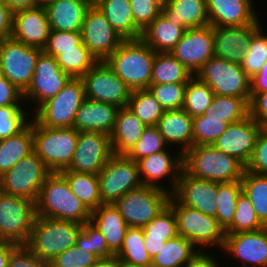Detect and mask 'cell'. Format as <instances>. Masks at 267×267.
<instances>
[{
    "mask_svg": "<svg viewBox=\"0 0 267 267\" xmlns=\"http://www.w3.org/2000/svg\"><path fill=\"white\" fill-rule=\"evenodd\" d=\"M36 213L40 217L69 220L80 224L89 222L91 215L59 172H51L46 177L36 200Z\"/></svg>",
    "mask_w": 267,
    "mask_h": 267,
    "instance_id": "6da1fadb",
    "label": "cell"
},
{
    "mask_svg": "<svg viewBox=\"0 0 267 267\" xmlns=\"http://www.w3.org/2000/svg\"><path fill=\"white\" fill-rule=\"evenodd\" d=\"M155 54L141 38L128 39L105 62L132 91L142 90L151 84Z\"/></svg>",
    "mask_w": 267,
    "mask_h": 267,
    "instance_id": "7a4b0ae2",
    "label": "cell"
},
{
    "mask_svg": "<svg viewBox=\"0 0 267 267\" xmlns=\"http://www.w3.org/2000/svg\"><path fill=\"white\" fill-rule=\"evenodd\" d=\"M183 169L195 178L222 183L240 181L246 166L213 145H195L183 154Z\"/></svg>",
    "mask_w": 267,
    "mask_h": 267,
    "instance_id": "3957f363",
    "label": "cell"
},
{
    "mask_svg": "<svg viewBox=\"0 0 267 267\" xmlns=\"http://www.w3.org/2000/svg\"><path fill=\"white\" fill-rule=\"evenodd\" d=\"M168 206L174 212L179 236L191 241L198 250L222 251L225 231L215 217L182 205L172 196H170Z\"/></svg>",
    "mask_w": 267,
    "mask_h": 267,
    "instance_id": "277c9868",
    "label": "cell"
},
{
    "mask_svg": "<svg viewBox=\"0 0 267 267\" xmlns=\"http://www.w3.org/2000/svg\"><path fill=\"white\" fill-rule=\"evenodd\" d=\"M83 224L37 216L26 246L40 259L51 261L76 245Z\"/></svg>",
    "mask_w": 267,
    "mask_h": 267,
    "instance_id": "5b68a950",
    "label": "cell"
},
{
    "mask_svg": "<svg viewBox=\"0 0 267 267\" xmlns=\"http://www.w3.org/2000/svg\"><path fill=\"white\" fill-rule=\"evenodd\" d=\"M33 148L50 172L66 170L74 156L78 132L73 127L47 128L32 118Z\"/></svg>",
    "mask_w": 267,
    "mask_h": 267,
    "instance_id": "8992f818",
    "label": "cell"
},
{
    "mask_svg": "<svg viewBox=\"0 0 267 267\" xmlns=\"http://www.w3.org/2000/svg\"><path fill=\"white\" fill-rule=\"evenodd\" d=\"M85 98L83 80L70 78L56 96L41 104L32 113V118L47 128L73 127L77 111Z\"/></svg>",
    "mask_w": 267,
    "mask_h": 267,
    "instance_id": "52a82bcc",
    "label": "cell"
},
{
    "mask_svg": "<svg viewBox=\"0 0 267 267\" xmlns=\"http://www.w3.org/2000/svg\"><path fill=\"white\" fill-rule=\"evenodd\" d=\"M36 217L35 201L0 191V240L26 245Z\"/></svg>",
    "mask_w": 267,
    "mask_h": 267,
    "instance_id": "ba28073f",
    "label": "cell"
},
{
    "mask_svg": "<svg viewBox=\"0 0 267 267\" xmlns=\"http://www.w3.org/2000/svg\"><path fill=\"white\" fill-rule=\"evenodd\" d=\"M194 76L206 83L215 95L250 98V78L241 64L214 56Z\"/></svg>",
    "mask_w": 267,
    "mask_h": 267,
    "instance_id": "9c48e42d",
    "label": "cell"
},
{
    "mask_svg": "<svg viewBox=\"0 0 267 267\" xmlns=\"http://www.w3.org/2000/svg\"><path fill=\"white\" fill-rule=\"evenodd\" d=\"M170 196L163 189L142 185L128 191L114 205L129 227L142 228L168 206Z\"/></svg>",
    "mask_w": 267,
    "mask_h": 267,
    "instance_id": "30bf717a",
    "label": "cell"
},
{
    "mask_svg": "<svg viewBox=\"0 0 267 267\" xmlns=\"http://www.w3.org/2000/svg\"><path fill=\"white\" fill-rule=\"evenodd\" d=\"M51 172L33 151L0 176V191L36 202L40 189Z\"/></svg>",
    "mask_w": 267,
    "mask_h": 267,
    "instance_id": "8fae6325",
    "label": "cell"
},
{
    "mask_svg": "<svg viewBox=\"0 0 267 267\" xmlns=\"http://www.w3.org/2000/svg\"><path fill=\"white\" fill-rule=\"evenodd\" d=\"M97 178L103 204H115L128 191L143 185L137 162L126 155L113 154Z\"/></svg>",
    "mask_w": 267,
    "mask_h": 267,
    "instance_id": "7c38bea8",
    "label": "cell"
},
{
    "mask_svg": "<svg viewBox=\"0 0 267 267\" xmlns=\"http://www.w3.org/2000/svg\"><path fill=\"white\" fill-rule=\"evenodd\" d=\"M42 49L30 47L12 37L0 41V74L24 92L34 75Z\"/></svg>",
    "mask_w": 267,
    "mask_h": 267,
    "instance_id": "4fadbf2b",
    "label": "cell"
},
{
    "mask_svg": "<svg viewBox=\"0 0 267 267\" xmlns=\"http://www.w3.org/2000/svg\"><path fill=\"white\" fill-rule=\"evenodd\" d=\"M70 78L60 69L55 57L42 51L37 58L31 82L23 92L24 103L29 110L32 107L31 113L41 104L56 96Z\"/></svg>",
    "mask_w": 267,
    "mask_h": 267,
    "instance_id": "5bb4252c",
    "label": "cell"
},
{
    "mask_svg": "<svg viewBox=\"0 0 267 267\" xmlns=\"http://www.w3.org/2000/svg\"><path fill=\"white\" fill-rule=\"evenodd\" d=\"M171 150H174V152ZM176 150L173 147H168L162 152L136 161L143 185L157 187L168 191L170 194L175 190L183 169V154Z\"/></svg>",
    "mask_w": 267,
    "mask_h": 267,
    "instance_id": "9a60e30c",
    "label": "cell"
},
{
    "mask_svg": "<svg viewBox=\"0 0 267 267\" xmlns=\"http://www.w3.org/2000/svg\"><path fill=\"white\" fill-rule=\"evenodd\" d=\"M81 79L87 99L111 103L119 108L127 106L132 90L105 61H98Z\"/></svg>",
    "mask_w": 267,
    "mask_h": 267,
    "instance_id": "2e32d148",
    "label": "cell"
},
{
    "mask_svg": "<svg viewBox=\"0 0 267 267\" xmlns=\"http://www.w3.org/2000/svg\"><path fill=\"white\" fill-rule=\"evenodd\" d=\"M82 42L97 61H105L124 41L100 9L92 3L81 29Z\"/></svg>",
    "mask_w": 267,
    "mask_h": 267,
    "instance_id": "e0dca14e",
    "label": "cell"
},
{
    "mask_svg": "<svg viewBox=\"0 0 267 267\" xmlns=\"http://www.w3.org/2000/svg\"><path fill=\"white\" fill-rule=\"evenodd\" d=\"M222 250V257L230 255V259L238 261L235 267H267V226L256 231L225 233Z\"/></svg>",
    "mask_w": 267,
    "mask_h": 267,
    "instance_id": "ac0fdd59",
    "label": "cell"
},
{
    "mask_svg": "<svg viewBox=\"0 0 267 267\" xmlns=\"http://www.w3.org/2000/svg\"><path fill=\"white\" fill-rule=\"evenodd\" d=\"M113 155L110 135L100 132H78L73 159L66 170L98 174Z\"/></svg>",
    "mask_w": 267,
    "mask_h": 267,
    "instance_id": "d6986e66",
    "label": "cell"
},
{
    "mask_svg": "<svg viewBox=\"0 0 267 267\" xmlns=\"http://www.w3.org/2000/svg\"><path fill=\"white\" fill-rule=\"evenodd\" d=\"M170 54L194 76L206 61L214 57L213 27L209 24L187 29Z\"/></svg>",
    "mask_w": 267,
    "mask_h": 267,
    "instance_id": "ffe728a7",
    "label": "cell"
},
{
    "mask_svg": "<svg viewBox=\"0 0 267 267\" xmlns=\"http://www.w3.org/2000/svg\"><path fill=\"white\" fill-rule=\"evenodd\" d=\"M218 182L195 178L182 169L171 196L180 204L215 217Z\"/></svg>",
    "mask_w": 267,
    "mask_h": 267,
    "instance_id": "44dd1931",
    "label": "cell"
},
{
    "mask_svg": "<svg viewBox=\"0 0 267 267\" xmlns=\"http://www.w3.org/2000/svg\"><path fill=\"white\" fill-rule=\"evenodd\" d=\"M261 128V125L248 116L239 122L229 124L212 145L246 166L252 157Z\"/></svg>",
    "mask_w": 267,
    "mask_h": 267,
    "instance_id": "7402d4cb",
    "label": "cell"
},
{
    "mask_svg": "<svg viewBox=\"0 0 267 267\" xmlns=\"http://www.w3.org/2000/svg\"><path fill=\"white\" fill-rule=\"evenodd\" d=\"M260 19L246 26L213 27L214 56L241 64L251 38L263 26Z\"/></svg>",
    "mask_w": 267,
    "mask_h": 267,
    "instance_id": "603a6c76",
    "label": "cell"
},
{
    "mask_svg": "<svg viewBox=\"0 0 267 267\" xmlns=\"http://www.w3.org/2000/svg\"><path fill=\"white\" fill-rule=\"evenodd\" d=\"M45 7L22 9L13 12L12 38L27 46L43 50L50 35Z\"/></svg>",
    "mask_w": 267,
    "mask_h": 267,
    "instance_id": "cb8c5ba5",
    "label": "cell"
},
{
    "mask_svg": "<svg viewBox=\"0 0 267 267\" xmlns=\"http://www.w3.org/2000/svg\"><path fill=\"white\" fill-rule=\"evenodd\" d=\"M212 27L246 26L261 17L253 0H206Z\"/></svg>",
    "mask_w": 267,
    "mask_h": 267,
    "instance_id": "d4e9b609",
    "label": "cell"
},
{
    "mask_svg": "<svg viewBox=\"0 0 267 267\" xmlns=\"http://www.w3.org/2000/svg\"><path fill=\"white\" fill-rule=\"evenodd\" d=\"M119 107L85 98L77 111L73 128L77 132H100L110 135Z\"/></svg>",
    "mask_w": 267,
    "mask_h": 267,
    "instance_id": "484cf974",
    "label": "cell"
},
{
    "mask_svg": "<svg viewBox=\"0 0 267 267\" xmlns=\"http://www.w3.org/2000/svg\"><path fill=\"white\" fill-rule=\"evenodd\" d=\"M192 126L193 118L183 109L165 111L157 124L166 144L182 154L193 146Z\"/></svg>",
    "mask_w": 267,
    "mask_h": 267,
    "instance_id": "4316f807",
    "label": "cell"
},
{
    "mask_svg": "<svg viewBox=\"0 0 267 267\" xmlns=\"http://www.w3.org/2000/svg\"><path fill=\"white\" fill-rule=\"evenodd\" d=\"M93 0H56L47 5L51 30L81 32L84 16Z\"/></svg>",
    "mask_w": 267,
    "mask_h": 267,
    "instance_id": "83f0119b",
    "label": "cell"
},
{
    "mask_svg": "<svg viewBox=\"0 0 267 267\" xmlns=\"http://www.w3.org/2000/svg\"><path fill=\"white\" fill-rule=\"evenodd\" d=\"M90 222L104 236L108 249L116 255L121 249L129 226L114 204H102L91 211Z\"/></svg>",
    "mask_w": 267,
    "mask_h": 267,
    "instance_id": "f1b7e54d",
    "label": "cell"
},
{
    "mask_svg": "<svg viewBox=\"0 0 267 267\" xmlns=\"http://www.w3.org/2000/svg\"><path fill=\"white\" fill-rule=\"evenodd\" d=\"M161 13L185 31L209 25L206 0H170Z\"/></svg>",
    "mask_w": 267,
    "mask_h": 267,
    "instance_id": "f546056e",
    "label": "cell"
},
{
    "mask_svg": "<svg viewBox=\"0 0 267 267\" xmlns=\"http://www.w3.org/2000/svg\"><path fill=\"white\" fill-rule=\"evenodd\" d=\"M145 128L146 126L127 106L119 108L110 134L113 154L126 155L139 141Z\"/></svg>",
    "mask_w": 267,
    "mask_h": 267,
    "instance_id": "4dcf8cb0",
    "label": "cell"
},
{
    "mask_svg": "<svg viewBox=\"0 0 267 267\" xmlns=\"http://www.w3.org/2000/svg\"><path fill=\"white\" fill-rule=\"evenodd\" d=\"M114 30L124 39H140L142 30L135 24L129 0H93Z\"/></svg>",
    "mask_w": 267,
    "mask_h": 267,
    "instance_id": "1f68e13d",
    "label": "cell"
},
{
    "mask_svg": "<svg viewBox=\"0 0 267 267\" xmlns=\"http://www.w3.org/2000/svg\"><path fill=\"white\" fill-rule=\"evenodd\" d=\"M143 228L144 246L153 258L167 240L175 238L177 233L176 218L173 210L167 206Z\"/></svg>",
    "mask_w": 267,
    "mask_h": 267,
    "instance_id": "d6a6232c",
    "label": "cell"
},
{
    "mask_svg": "<svg viewBox=\"0 0 267 267\" xmlns=\"http://www.w3.org/2000/svg\"><path fill=\"white\" fill-rule=\"evenodd\" d=\"M184 32L161 13L142 31L141 39L155 52L170 53Z\"/></svg>",
    "mask_w": 267,
    "mask_h": 267,
    "instance_id": "836d02e7",
    "label": "cell"
},
{
    "mask_svg": "<svg viewBox=\"0 0 267 267\" xmlns=\"http://www.w3.org/2000/svg\"><path fill=\"white\" fill-rule=\"evenodd\" d=\"M34 151L33 127L30 123L19 133L0 140V176L11 169L20 159Z\"/></svg>",
    "mask_w": 267,
    "mask_h": 267,
    "instance_id": "e575fe53",
    "label": "cell"
},
{
    "mask_svg": "<svg viewBox=\"0 0 267 267\" xmlns=\"http://www.w3.org/2000/svg\"><path fill=\"white\" fill-rule=\"evenodd\" d=\"M197 251L191 241L177 235L167 240L153 256L151 267H184Z\"/></svg>",
    "mask_w": 267,
    "mask_h": 267,
    "instance_id": "d590c367",
    "label": "cell"
},
{
    "mask_svg": "<svg viewBox=\"0 0 267 267\" xmlns=\"http://www.w3.org/2000/svg\"><path fill=\"white\" fill-rule=\"evenodd\" d=\"M59 173L67 180L71 191L90 212L103 204L96 174L73 171H61Z\"/></svg>",
    "mask_w": 267,
    "mask_h": 267,
    "instance_id": "8d00e7d4",
    "label": "cell"
},
{
    "mask_svg": "<svg viewBox=\"0 0 267 267\" xmlns=\"http://www.w3.org/2000/svg\"><path fill=\"white\" fill-rule=\"evenodd\" d=\"M192 77L190 71L172 54L156 52L151 84L188 83Z\"/></svg>",
    "mask_w": 267,
    "mask_h": 267,
    "instance_id": "74e56055",
    "label": "cell"
},
{
    "mask_svg": "<svg viewBox=\"0 0 267 267\" xmlns=\"http://www.w3.org/2000/svg\"><path fill=\"white\" fill-rule=\"evenodd\" d=\"M250 98L215 95L203 115L231 124L249 116Z\"/></svg>",
    "mask_w": 267,
    "mask_h": 267,
    "instance_id": "f35d334b",
    "label": "cell"
},
{
    "mask_svg": "<svg viewBox=\"0 0 267 267\" xmlns=\"http://www.w3.org/2000/svg\"><path fill=\"white\" fill-rule=\"evenodd\" d=\"M240 182L242 191L249 198L257 218L267 226V175L256 174L245 169Z\"/></svg>",
    "mask_w": 267,
    "mask_h": 267,
    "instance_id": "ab89813d",
    "label": "cell"
},
{
    "mask_svg": "<svg viewBox=\"0 0 267 267\" xmlns=\"http://www.w3.org/2000/svg\"><path fill=\"white\" fill-rule=\"evenodd\" d=\"M127 107L146 126H157L165 110L148 89L131 92Z\"/></svg>",
    "mask_w": 267,
    "mask_h": 267,
    "instance_id": "60d3db41",
    "label": "cell"
},
{
    "mask_svg": "<svg viewBox=\"0 0 267 267\" xmlns=\"http://www.w3.org/2000/svg\"><path fill=\"white\" fill-rule=\"evenodd\" d=\"M116 256L122 263L151 266L152 258L144 246L143 228L129 227L127 229L123 245Z\"/></svg>",
    "mask_w": 267,
    "mask_h": 267,
    "instance_id": "b9f144b4",
    "label": "cell"
},
{
    "mask_svg": "<svg viewBox=\"0 0 267 267\" xmlns=\"http://www.w3.org/2000/svg\"><path fill=\"white\" fill-rule=\"evenodd\" d=\"M55 59L71 78H81L98 62L83 43L78 49L61 50Z\"/></svg>",
    "mask_w": 267,
    "mask_h": 267,
    "instance_id": "7bdbcfd3",
    "label": "cell"
},
{
    "mask_svg": "<svg viewBox=\"0 0 267 267\" xmlns=\"http://www.w3.org/2000/svg\"><path fill=\"white\" fill-rule=\"evenodd\" d=\"M242 192L240 181L218 182V193L215 203L217 212L215 218L224 231L232 224L236 211L237 198Z\"/></svg>",
    "mask_w": 267,
    "mask_h": 267,
    "instance_id": "ee69618b",
    "label": "cell"
},
{
    "mask_svg": "<svg viewBox=\"0 0 267 267\" xmlns=\"http://www.w3.org/2000/svg\"><path fill=\"white\" fill-rule=\"evenodd\" d=\"M214 96V92L206 83L193 76L187 83L182 109L192 118L203 115L212 103Z\"/></svg>",
    "mask_w": 267,
    "mask_h": 267,
    "instance_id": "f6af8a7d",
    "label": "cell"
},
{
    "mask_svg": "<svg viewBox=\"0 0 267 267\" xmlns=\"http://www.w3.org/2000/svg\"><path fill=\"white\" fill-rule=\"evenodd\" d=\"M261 26L251 38L249 47L246 49L241 68L251 78L259 73L267 62V28Z\"/></svg>",
    "mask_w": 267,
    "mask_h": 267,
    "instance_id": "bcb514c9",
    "label": "cell"
},
{
    "mask_svg": "<svg viewBox=\"0 0 267 267\" xmlns=\"http://www.w3.org/2000/svg\"><path fill=\"white\" fill-rule=\"evenodd\" d=\"M31 116L28 106L0 107V140L22 131L30 123Z\"/></svg>",
    "mask_w": 267,
    "mask_h": 267,
    "instance_id": "7dc6e473",
    "label": "cell"
},
{
    "mask_svg": "<svg viewBox=\"0 0 267 267\" xmlns=\"http://www.w3.org/2000/svg\"><path fill=\"white\" fill-rule=\"evenodd\" d=\"M265 227L257 218L255 210L242 191L237 198L236 211L232 224L225 230V233H239L256 231Z\"/></svg>",
    "mask_w": 267,
    "mask_h": 267,
    "instance_id": "c3c4849f",
    "label": "cell"
},
{
    "mask_svg": "<svg viewBox=\"0 0 267 267\" xmlns=\"http://www.w3.org/2000/svg\"><path fill=\"white\" fill-rule=\"evenodd\" d=\"M168 148L157 126H148L144 129L139 141L129 150L126 156L138 161L149 155L162 152Z\"/></svg>",
    "mask_w": 267,
    "mask_h": 267,
    "instance_id": "681fc988",
    "label": "cell"
},
{
    "mask_svg": "<svg viewBox=\"0 0 267 267\" xmlns=\"http://www.w3.org/2000/svg\"><path fill=\"white\" fill-rule=\"evenodd\" d=\"M228 125L222 119L208 118L205 115L193 117V146L212 145Z\"/></svg>",
    "mask_w": 267,
    "mask_h": 267,
    "instance_id": "f907efd6",
    "label": "cell"
},
{
    "mask_svg": "<svg viewBox=\"0 0 267 267\" xmlns=\"http://www.w3.org/2000/svg\"><path fill=\"white\" fill-rule=\"evenodd\" d=\"M187 83L150 84L147 88L165 111L180 110Z\"/></svg>",
    "mask_w": 267,
    "mask_h": 267,
    "instance_id": "816d5d0a",
    "label": "cell"
},
{
    "mask_svg": "<svg viewBox=\"0 0 267 267\" xmlns=\"http://www.w3.org/2000/svg\"><path fill=\"white\" fill-rule=\"evenodd\" d=\"M76 245L97 258H107L114 255L109 249L102 233L90 221L83 224L76 239Z\"/></svg>",
    "mask_w": 267,
    "mask_h": 267,
    "instance_id": "f5cc1de1",
    "label": "cell"
},
{
    "mask_svg": "<svg viewBox=\"0 0 267 267\" xmlns=\"http://www.w3.org/2000/svg\"><path fill=\"white\" fill-rule=\"evenodd\" d=\"M81 32H64L51 30L43 52L55 57L61 50L78 49L82 44Z\"/></svg>",
    "mask_w": 267,
    "mask_h": 267,
    "instance_id": "db71d44e",
    "label": "cell"
},
{
    "mask_svg": "<svg viewBox=\"0 0 267 267\" xmlns=\"http://www.w3.org/2000/svg\"><path fill=\"white\" fill-rule=\"evenodd\" d=\"M98 258L77 245L72 246L50 261V267H91Z\"/></svg>",
    "mask_w": 267,
    "mask_h": 267,
    "instance_id": "11a10c76",
    "label": "cell"
},
{
    "mask_svg": "<svg viewBox=\"0 0 267 267\" xmlns=\"http://www.w3.org/2000/svg\"><path fill=\"white\" fill-rule=\"evenodd\" d=\"M135 24L143 31L162 12L154 0H129Z\"/></svg>",
    "mask_w": 267,
    "mask_h": 267,
    "instance_id": "9f6ffc18",
    "label": "cell"
},
{
    "mask_svg": "<svg viewBox=\"0 0 267 267\" xmlns=\"http://www.w3.org/2000/svg\"><path fill=\"white\" fill-rule=\"evenodd\" d=\"M246 170L267 175V132L261 128L256 138L254 151L249 163L246 165Z\"/></svg>",
    "mask_w": 267,
    "mask_h": 267,
    "instance_id": "6f0895ef",
    "label": "cell"
},
{
    "mask_svg": "<svg viewBox=\"0 0 267 267\" xmlns=\"http://www.w3.org/2000/svg\"><path fill=\"white\" fill-rule=\"evenodd\" d=\"M7 267H50V262L40 259L26 245H19L11 253Z\"/></svg>",
    "mask_w": 267,
    "mask_h": 267,
    "instance_id": "680465c9",
    "label": "cell"
},
{
    "mask_svg": "<svg viewBox=\"0 0 267 267\" xmlns=\"http://www.w3.org/2000/svg\"><path fill=\"white\" fill-rule=\"evenodd\" d=\"M3 106H26L23 92L0 74V107Z\"/></svg>",
    "mask_w": 267,
    "mask_h": 267,
    "instance_id": "91938a15",
    "label": "cell"
},
{
    "mask_svg": "<svg viewBox=\"0 0 267 267\" xmlns=\"http://www.w3.org/2000/svg\"><path fill=\"white\" fill-rule=\"evenodd\" d=\"M249 116L262 127L267 123V91L250 94Z\"/></svg>",
    "mask_w": 267,
    "mask_h": 267,
    "instance_id": "94428289",
    "label": "cell"
},
{
    "mask_svg": "<svg viewBox=\"0 0 267 267\" xmlns=\"http://www.w3.org/2000/svg\"><path fill=\"white\" fill-rule=\"evenodd\" d=\"M219 253L220 252H218V254H215L213 250H198L197 253L190 259V261L184 267H221V261L219 262V259H216L214 257L216 255H218L217 257H219ZM223 266L225 265H222V267Z\"/></svg>",
    "mask_w": 267,
    "mask_h": 267,
    "instance_id": "6125c7cd",
    "label": "cell"
},
{
    "mask_svg": "<svg viewBox=\"0 0 267 267\" xmlns=\"http://www.w3.org/2000/svg\"><path fill=\"white\" fill-rule=\"evenodd\" d=\"M13 12L0 0V41L12 36Z\"/></svg>",
    "mask_w": 267,
    "mask_h": 267,
    "instance_id": "be15d7a7",
    "label": "cell"
},
{
    "mask_svg": "<svg viewBox=\"0 0 267 267\" xmlns=\"http://www.w3.org/2000/svg\"><path fill=\"white\" fill-rule=\"evenodd\" d=\"M267 91V62L260 72L250 78V94H260Z\"/></svg>",
    "mask_w": 267,
    "mask_h": 267,
    "instance_id": "e7e4bbea",
    "label": "cell"
},
{
    "mask_svg": "<svg viewBox=\"0 0 267 267\" xmlns=\"http://www.w3.org/2000/svg\"><path fill=\"white\" fill-rule=\"evenodd\" d=\"M19 245L0 240V267H7L8 261L11 253L18 247Z\"/></svg>",
    "mask_w": 267,
    "mask_h": 267,
    "instance_id": "03108f58",
    "label": "cell"
},
{
    "mask_svg": "<svg viewBox=\"0 0 267 267\" xmlns=\"http://www.w3.org/2000/svg\"><path fill=\"white\" fill-rule=\"evenodd\" d=\"M12 12L37 7L36 0H2Z\"/></svg>",
    "mask_w": 267,
    "mask_h": 267,
    "instance_id": "003e7915",
    "label": "cell"
},
{
    "mask_svg": "<svg viewBox=\"0 0 267 267\" xmlns=\"http://www.w3.org/2000/svg\"><path fill=\"white\" fill-rule=\"evenodd\" d=\"M91 267H122V262L116 255H112L107 258H98Z\"/></svg>",
    "mask_w": 267,
    "mask_h": 267,
    "instance_id": "a7ac6f4b",
    "label": "cell"
},
{
    "mask_svg": "<svg viewBox=\"0 0 267 267\" xmlns=\"http://www.w3.org/2000/svg\"><path fill=\"white\" fill-rule=\"evenodd\" d=\"M56 0H36L37 7H46L47 5L53 3Z\"/></svg>",
    "mask_w": 267,
    "mask_h": 267,
    "instance_id": "89a4df30",
    "label": "cell"
},
{
    "mask_svg": "<svg viewBox=\"0 0 267 267\" xmlns=\"http://www.w3.org/2000/svg\"><path fill=\"white\" fill-rule=\"evenodd\" d=\"M156 3H158L161 7H165L166 5H168V2L170 0H154Z\"/></svg>",
    "mask_w": 267,
    "mask_h": 267,
    "instance_id": "2644e50d",
    "label": "cell"
},
{
    "mask_svg": "<svg viewBox=\"0 0 267 267\" xmlns=\"http://www.w3.org/2000/svg\"><path fill=\"white\" fill-rule=\"evenodd\" d=\"M122 267H151V266H139V265L122 263Z\"/></svg>",
    "mask_w": 267,
    "mask_h": 267,
    "instance_id": "8c879c8a",
    "label": "cell"
},
{
    "mask_svg": "<svg viewBox=\"0 0 267 267\" xmlns=\"http://www.w3.org/2000/svg\"><path fill=\"white\" fill-rule=\"evenodd\" d=\"M262 128L267 132V123Z\"/></svg>",
    "mask_w": 267,
    "mask_h": 267,
    "instance_id": "753ad0ef",
    "label": "cell"
}]
</instances>
